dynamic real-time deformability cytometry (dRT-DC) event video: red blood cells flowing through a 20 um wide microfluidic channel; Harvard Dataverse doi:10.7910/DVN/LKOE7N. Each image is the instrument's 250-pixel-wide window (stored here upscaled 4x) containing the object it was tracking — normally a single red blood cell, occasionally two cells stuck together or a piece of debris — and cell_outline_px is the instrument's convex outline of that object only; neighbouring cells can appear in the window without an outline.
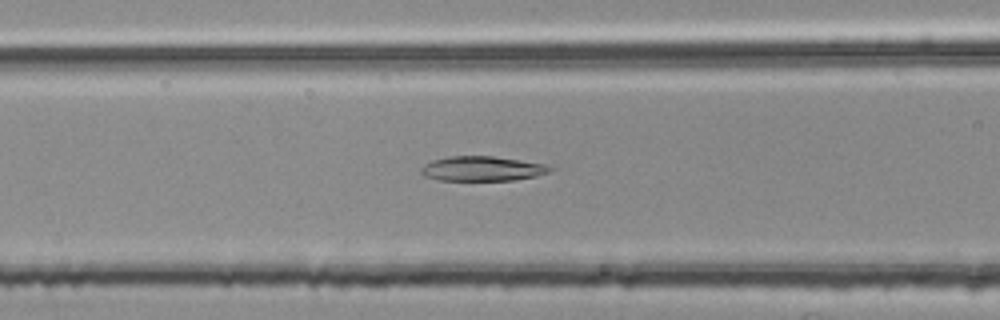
{"species": "common noctule bat (a hibernating species)", "species_latin": "Nyctalus noctula", "temperature_condition": "room temperature", "stored_images_in_passage": 37, "camera_frame_rate_fps": 3000, "um_per_image_px": 0.085, "animal": {"sex": "female", "body_mass_g": 25.1}, "frame": {"image": 1, "passage_image": 5, "time_ms": 1.333, "image_size_px": [1000, 320], "cell_outline_px": [[556, 168], [552, 172], [536, 176], [516, 180], [436, 180], [424, 176], [420, 172], [420, 168], [432, 160], [448, 156], [492, 156], [552, 164]], "centroid_in_image_um": [41.08, 14.33], "position_along_channel_um": 125.5, "area_um2": 19.02}}
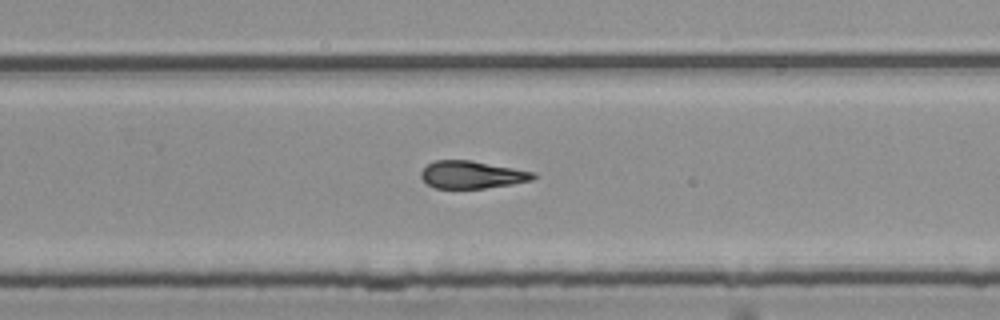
{"frame": {"image": 2, "passage_image": 18, "time_ms": 5.667, "image_size_px": [1000, 320], "cell_outline_px": [[536, 176], [532, 180], [512, 184], [484, 188], [436, 188], [428, 184], [420, 176], [420, 172], [428, 164], [436, 160], [472, 160], [536, 172]], "centroid_in_image_um": [40.13, 14.84], "position_along_channel_um": 289.7, "area_um2": 17.98}}
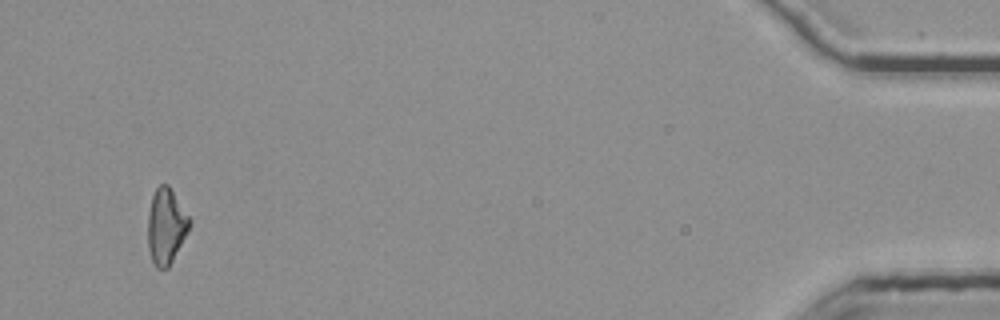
{"frame": {"image": 3, "passage_image": 35, "time_ms": 11.333, "image_size_px": [1000, 320], "cell_outline_px": [[192, 224], [188, 232], [168, 268], [156, 268], [152, 260], [148, 248], [148, 216], [152, 196], [156, 188], [160, 184], [168, 184], [192, 220]], "centroid_in_image_um": [14.13, 19.22], "position_along_channel_um": 421.1, "area_um2": 18.38}}